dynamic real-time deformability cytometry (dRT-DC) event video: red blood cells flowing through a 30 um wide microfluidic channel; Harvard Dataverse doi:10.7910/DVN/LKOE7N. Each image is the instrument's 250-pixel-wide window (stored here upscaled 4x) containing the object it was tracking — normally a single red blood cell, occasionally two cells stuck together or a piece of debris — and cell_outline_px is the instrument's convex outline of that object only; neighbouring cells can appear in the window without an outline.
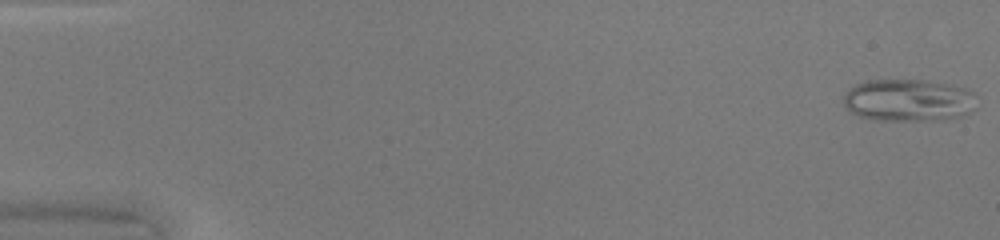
{"species": "common noctule bat (a hibernating species)", "species_latin": "Nyctalus noctula", "temperature_condition": "warm", "stored_images_in_passage": 48, "camera_frame_rate_fps": 3000, "um_per_image_px": 0.085, "animal": {"sex": "female", "body_mass_g": 20.0, "forearm_length_mm": 54.0}, "frame": {"image": 1, "passage_image": 1, "time_ms": 0.0, "image_size_px": [1000, 240], "cell_outline_px": [[976, 108], [964, 116], [944, 120], [876, 120], [860, 116], [848, 112], [844, 104], [844, 96], [848, 88], [856, 84], [868, 80], [924, 80], [952, 84], [968, 88], [976, 92]], "centroid_in_image_um": [77.28, 8.52], "position_along_channel_um": 7.7, "area_um2": 33.52}}
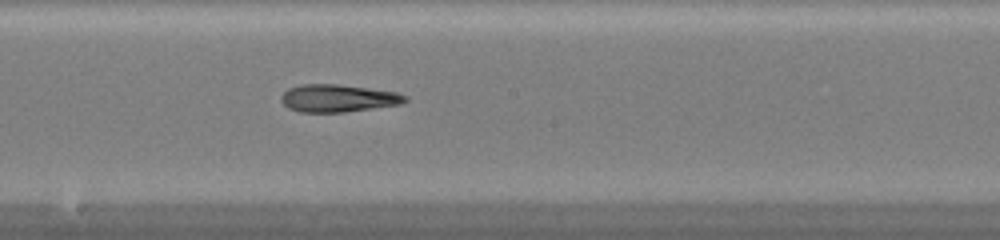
{"frame": {"image": 2, "passage_image": 27, "time_ms": 8.667, "image_size_px": [1000, 240], "cell_outline_px": [[408, 100], [400, 104], [344, 112], [300, 112], [288, 108], [280, 100], [280, 96], [288, 88], [300, 84], [336, 84], [368, 88], [396, 92], [408, 96]], "centroid_in_image_um": [28.7, 8.34], "position_along_channel_um": 219.5, "area_um2": 19.88}}
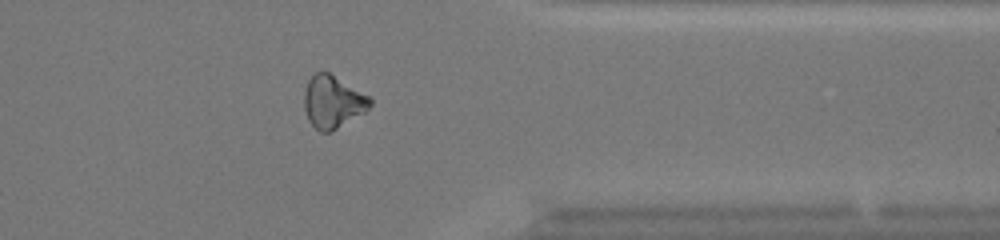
{"frame": {"image": 3, "passage_image": 39, "time_ms": 12.667, "image_size_px": [1000, 240], "cell_outline_px": [[372, 104], [364, 112], [332, 132], [320, 132], [308, 120], [304, 108], [304, 92], [308, 80], [316, 72], [328, 72], [372, 96]], "centroid_in_image_um": [28.3, 8.65], "position_along_channel_um": 383.1, "area_um2": 20.29}, "authors_computed_cell_mechanics": {"area_um2": 21.4727, "velocity_mm_per_s": 4.3124, "shape_relaxation_time_tau1_ms": null, "shape_relaxation_time_tau2_ms": 5.827, "deformation_change_tau1": null, "deformation_change_tau2": 0.154}}